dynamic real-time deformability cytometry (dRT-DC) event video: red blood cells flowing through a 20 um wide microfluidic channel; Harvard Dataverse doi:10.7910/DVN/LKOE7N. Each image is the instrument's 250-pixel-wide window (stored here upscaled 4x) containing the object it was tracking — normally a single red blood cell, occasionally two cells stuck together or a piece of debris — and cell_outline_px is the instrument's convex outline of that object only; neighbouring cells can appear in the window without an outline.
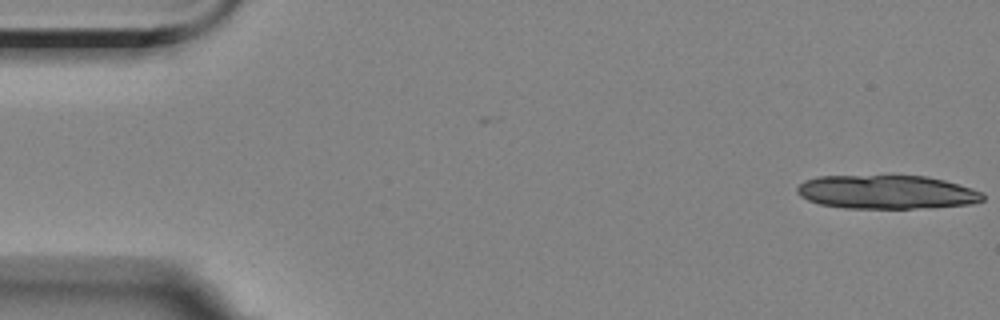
{"species": "Egyptian fruit bat (a non-hibernating species)", "species_latin": "Rousettus aegyptiacus", "temperature_condition": "room temperature", "stored_images_in_passage": 11, "camera_frame_rate_fps": 3000, "um_per_image_px": 0.085, "animal": {"sex": "female"}, "frame": {"image": 1, "passage_image": 1, "time_ms": 0.0, "image_size_px": [1000, 320], "cell_outline_px": [[984, 200], [972, 204], [932, 208], [844, 208], [820, 204], [808, 200], [800, 196], [796, 192], [796, 188], [804, 180], [820, 176], [924, 176], [944, 180], [984, 192]], "centroid_in_image_um": [75.38, 16.33], "position_along_channel_um": 9.6, "area_um2": 36.65}}
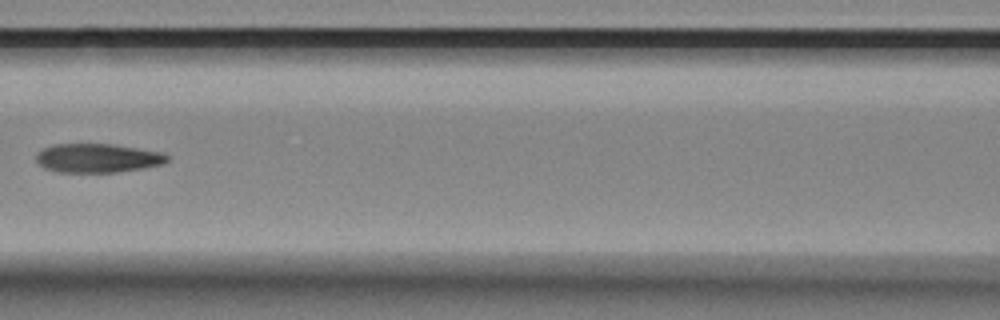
{"frame": {"image": 2, "passage_image": 7, "time_ms": 8.0, "image_size_px": [1000, 320], "cell_outline_px": [[168, 160], [164, 164], [144, 168], [116, 172], [60, 172], [44, 168], [36, 160], [36, 152], [52, 144], [112, 144], [164, 152], [168, 156]], "centroid_in_image_um": [8.31, 13.43], "position_along_channel_um": 158.3, "area_um2": 22.2}}
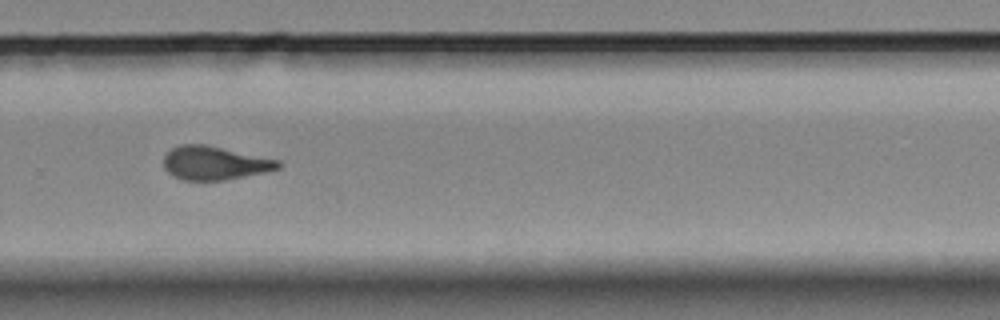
{"frame": {"image": 3, "passage_image": 11, "time_ms": 12.333, "image_size_px": [1000, 320], "cell_outline_px": [[280, 168], [264, 172], [224, 180], [184, 180], [172, 176], [164, 168], [164, 156], [172, 148], [180, 144], [204, 144], [280, 160]], "centroid_in_image_um": [18.22, 13.85], "position_along_channel_um": 311.6, "area_um2": 22.25}}